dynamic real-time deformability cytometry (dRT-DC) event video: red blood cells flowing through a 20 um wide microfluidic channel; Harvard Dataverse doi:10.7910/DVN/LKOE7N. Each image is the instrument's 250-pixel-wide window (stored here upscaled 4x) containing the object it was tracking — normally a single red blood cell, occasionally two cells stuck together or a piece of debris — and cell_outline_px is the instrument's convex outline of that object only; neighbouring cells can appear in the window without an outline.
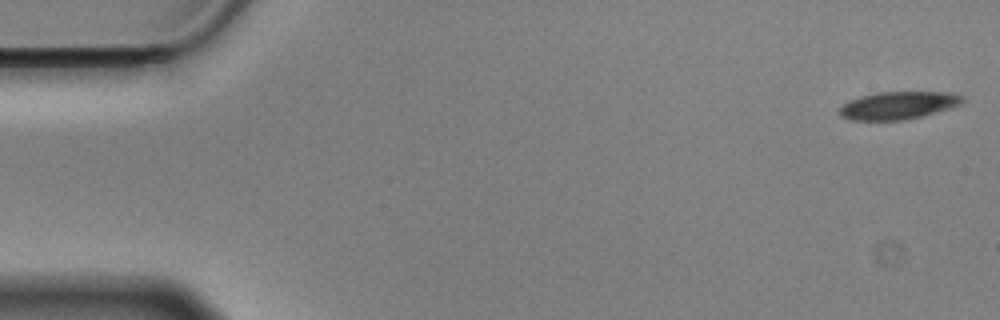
{"species": "Egyptian fruit bat (a non-hibernating species)", "species_latin": "Rousettus aegyptiacus", "temperature_condition": "cold", "stored_images_in_passage": 56, "camera_frame_rate_fps": 3000, "um_per_image_px": 0.085, "animal": {"sex": "male"}, "frame": {"image": 1, "passage_image": 1, "time_ms": 0.0, "image_size_px": [1000, 320], "cell_outline_px": [[964, 100], [960, 104], [948, 108], [920, 116], [904, 120], [848, 120], [840, 116], [840, 108], [848, 100], [860, 96], [876, 92], [952, 92], [964, 96]], "centroid_in_image_um": [76.32, 8.95], "position_along_channel_um": 8.7, "area_um2": 19.77}}
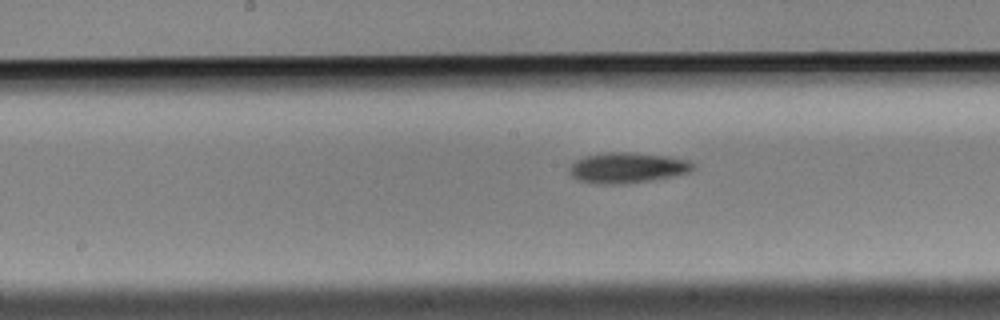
{"frame": {"image": 2, "passage_image": 28, "time_ms": 9.0, "image_size_px": [1000, 320], "cell_outline_px": [[696, 168], [688, 172], [672, 176], [624, 184], [600, 184], [580, 180], [572, 176], [568, 172], [568, 168], [576, 160], [584, 156], [600, 152], [632, 152], [668, 156], [688, 160], [696, 164]], "centroid_in_image_um": [53.31, 14.24], "position_along_channel_um": 194.9, "area_um2": 22.08}}
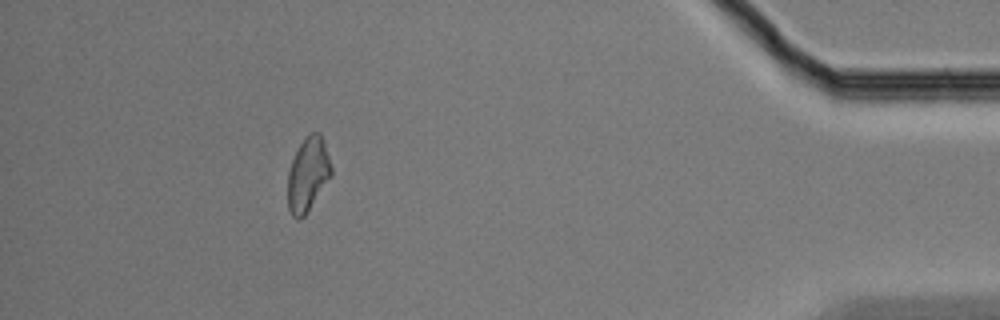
{"frame": {"image": 3, "passage_image": 51, "time_ms": 16.667, "image_size_px": [1000, 320], "cell_outline_px": [[332, 176], [308, 212], [300, 220], [296, 220], [292, 216], [288, 208], [288, 172], [292, 160], [300, 144], [312, 132], [320, 132], [324, 140], [332, 168]], "centroid_in_image_um": [26.19, 14.87], "position_along_channel_um": 409.0, "area_um2": 18.9}, "authors_computed_cell_mechanics": {"area_um2": 20.4034, "velocity_mm_per_s": 3.5141, "shape_relaxation_time_tau1_ms": 2.6977, "shape_relaxation_time_tau2_ms": null, "deformation_change_tau1": 0.1022, "deformation_change_tau2": null}}